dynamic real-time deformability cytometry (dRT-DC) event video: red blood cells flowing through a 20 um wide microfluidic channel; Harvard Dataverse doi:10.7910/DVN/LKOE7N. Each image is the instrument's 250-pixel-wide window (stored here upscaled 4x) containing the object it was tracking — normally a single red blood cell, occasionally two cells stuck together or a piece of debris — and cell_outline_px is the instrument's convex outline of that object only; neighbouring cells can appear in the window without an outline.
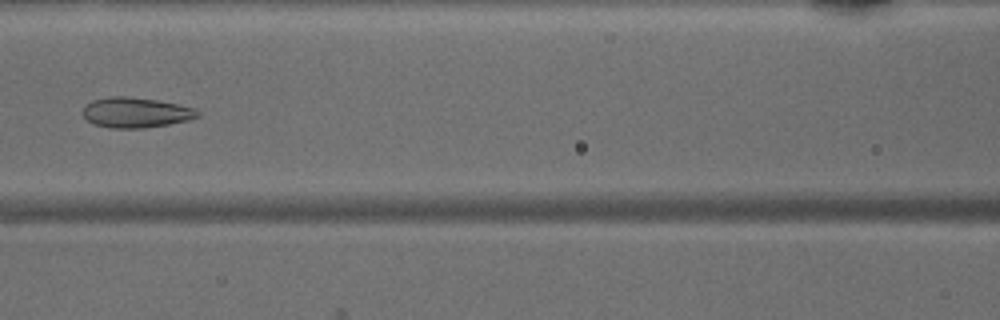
{"species": "common noctule bat (a hibernating species)", "species_latin": "Nyctalus noctula", "temperature_condition": "warm", "stored_images_in_passage": 47, "camera_frame_rate_fps": 3000, "um_per_image_px": 0.085, "animal": {"sex": "male", "body_mass_g": 15.6}, "frame": {"image": 1, "passage_image": 21, "time_ms": 6.667, "image_size_px": [1000, 320], "cell_outline_px": [[200, 116], [188, 120], [168, 124], [144, 128], [108, 128], [96, 124], [88, 120], [80, 112], [84, 104], [92, 100], [108, 96], [124, 96], [156, 100], [196, 108], [200, 112]], "centroid_in_image_um": [11.51, 9.56], "position_along_channel_um": 155.1, "area_um2": 20.35}}
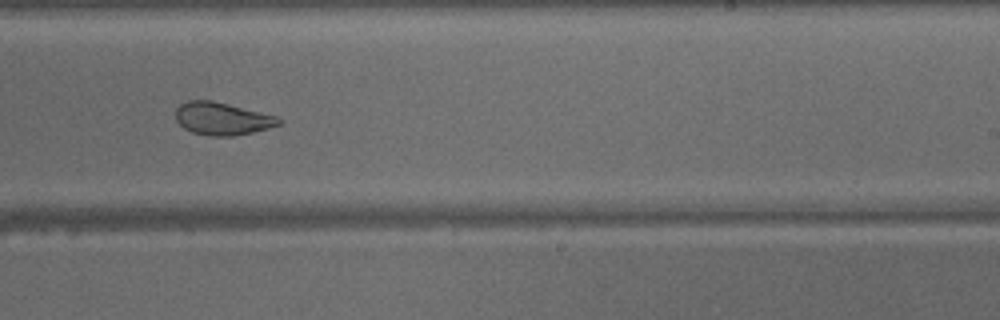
{"frame": {"image": 2, "passage_image": 29, "time_ms": 9.333, "image_size_px": [1000, 320], "cell_outline_px": [[284, 120], [280, 124], [268, 128], [252, 132], [232, 136], [208, 136], [192, 132], [184, 128], [176, 120], [176, 108], [180, 104], [188, 100], [212, 100], [276, 116]], "centroid_in_image_um": [18.87, 10.09], "position_along_channel_um": 270.1, "area_um2": 19.54}}
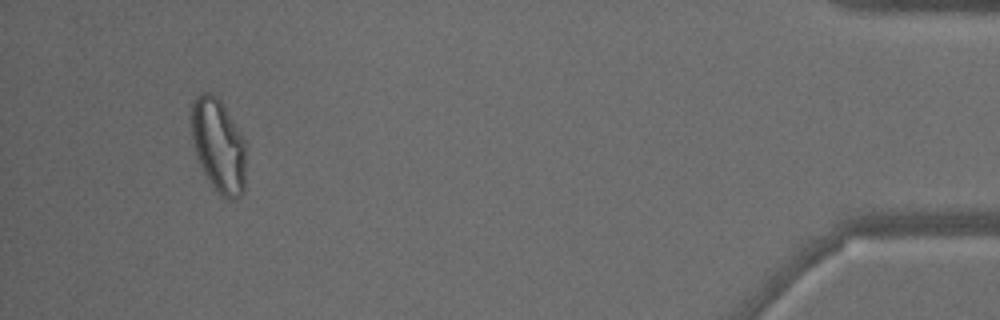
{"frame": {"image": 3, "passage_image": 44, "time_ms": 14.333, "image_size_px": [1000, 320], "cell_outline_px": [[244, 192], [236, 200], [228, 200], [220, 196], [212, 188], [196, 156], [192, 136], [192, 100], [200, 92], [208, 92], [216, 96], [220, 100], [244, 140]], "centroid_in_image_um": [18.55, 12.42], "position_along_channel_um": 416.6, "area_um2": 29.59}}